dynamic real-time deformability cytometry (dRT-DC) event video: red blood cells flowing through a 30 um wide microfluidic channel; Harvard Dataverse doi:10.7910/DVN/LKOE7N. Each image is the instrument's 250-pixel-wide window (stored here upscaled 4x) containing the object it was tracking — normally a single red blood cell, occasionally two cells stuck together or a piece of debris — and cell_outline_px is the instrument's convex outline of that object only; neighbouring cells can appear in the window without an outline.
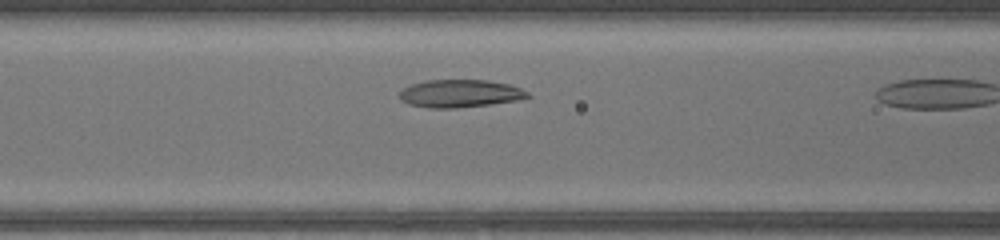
{"species": "common noctule bat (a hibernating species)", "species_latin": "Nyctalus noctula", "temperature_condition": "warm", "stored_images_in_passage": 8, "camera_frame_rate_fps": 3000, "um_per_image_px": 0.085, "animal": {"sex": "female", "body_mass_g": 17.0, "forearm_length_mm": 48.0}, "frame": {"image": 1, "passage_image": 7, "time_ms": 2.0, "image_size_px": [1000, 240], "cell_outline_px": [[532, 96], [516, 100], [488, 104], [456, 108], [428, 108], [408, 104], [400, 100], [400, 92], [404, 88], [412, 84], [428, 80], [488, 80], [508, 84], [520, 88], [528, 92]], "centroid_in_image_um": [39.09, 7.95], "position_along_channel_um": 127.5, "area_um2": 20.58}}